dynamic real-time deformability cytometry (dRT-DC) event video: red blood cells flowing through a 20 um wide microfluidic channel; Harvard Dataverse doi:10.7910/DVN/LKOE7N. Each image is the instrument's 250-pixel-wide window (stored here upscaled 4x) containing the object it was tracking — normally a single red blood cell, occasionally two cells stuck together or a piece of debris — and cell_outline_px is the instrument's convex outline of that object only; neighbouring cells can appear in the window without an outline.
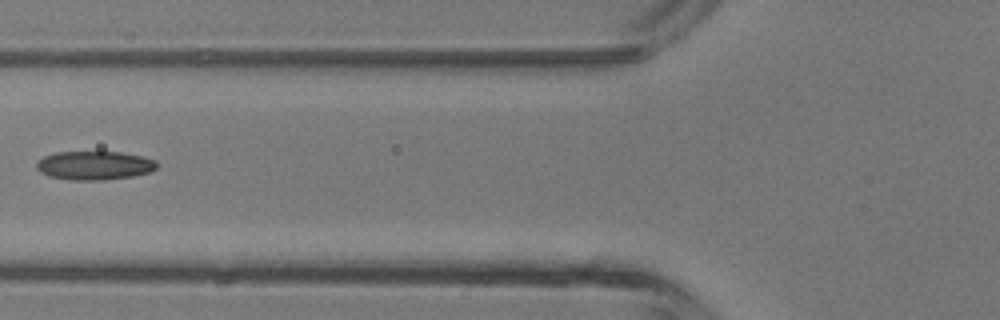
{"species": "common noctule bat (a hibernating species)", "species_latin": "Nyctalus noctula", "temperature_condition": "room temperature", "stored_images_in_passage": 5, "camera_frame_rate_fps": 3000, "um_per_image_px": 0.085, "animal": {"sex": "male", "body_mass_g": 13.3}, "frame": {"image": 1, "passage_image": 5, "time_ms": 4.667, "image_size_px": [1000, 320], "cell_outline_px": [[156, 168], [148, 172], [132, 176], [100, 180], [72, 180], [48, 176], [40, 172], [36, 168], [36, 164], [44, 156], [56, 152], [120, 152], [140, 156], [156, 160]], "centroid_in_image_um": [7.99, 14.06], "position_along_channel_um": 117.8, "area_um2": 19.94}}